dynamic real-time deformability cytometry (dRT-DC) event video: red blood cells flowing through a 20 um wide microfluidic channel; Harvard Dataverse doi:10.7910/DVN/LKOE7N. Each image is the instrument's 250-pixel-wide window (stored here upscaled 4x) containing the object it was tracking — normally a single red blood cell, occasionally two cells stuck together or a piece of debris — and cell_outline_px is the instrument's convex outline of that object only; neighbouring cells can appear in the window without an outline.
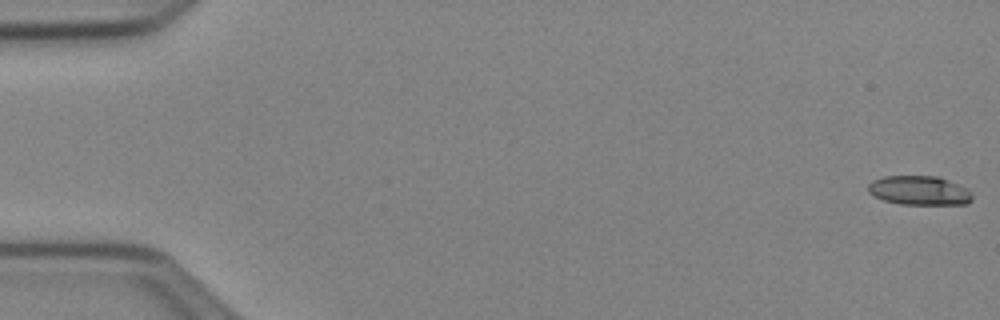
{"species": "Egyptian fruit bat (a non-hibernating species)", "species_latin": "Rousettus aegyptiacus", "temperature_condition": "cold", "stored_images_in_passage": 52, "camera_frame_rate_fps": 3000, "um_per_image_px": 0.085, "animal": {"sex": "female"}, "frame": {"image": 1, "passage_image": 1, "time_ms": 0.0, "image_size_px": [1000, 320], "cell_outline_px": [[972, 200], [968, 204], [900, 204], [884, 200], [868, 192], [868, 184], [872, 180], [884, 176], [936, 176], [948, 180], [968, 188], [972, 192]], "centroid_in_image_um": [78.16, 16.19], "position_along_channel_um": 6.8, "area_um2": 17.74}}
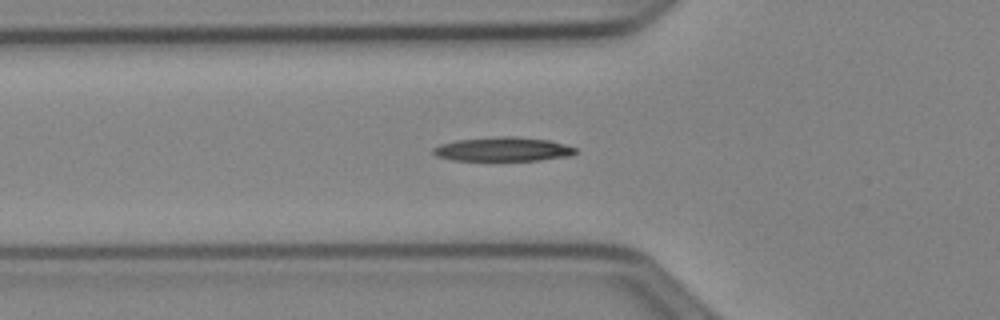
{"frame": {"image": 2, "passage_image": 19, "time_ms": 6.0, "image_size_px": [1000, 320], "cell_outline_px": [[576, 152], [568, 156], [540, 160], [452, 160], [436, 156], [432, 152], [432, 148], [440, 144], [456, 140], [500, 136], [512, 136], [548, 140], [564, 144], [576, 148]], "centroid_in_image_um": [42.71, 12.68], "position_along_channel_um": 83.1, "area_um2": 19.83}}
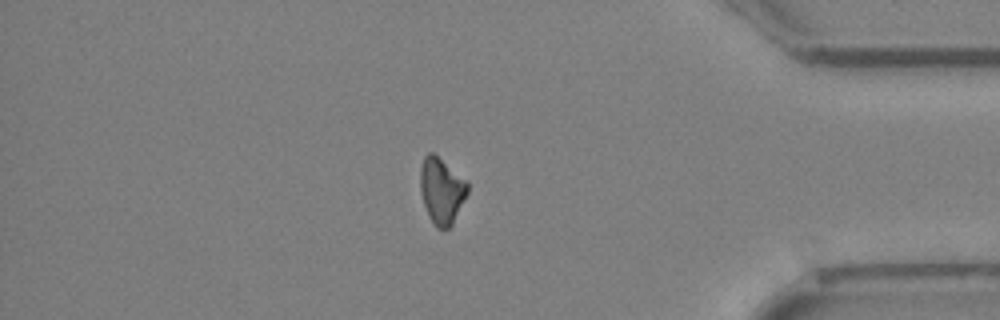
{"frame": {"image": 3, "passage_image": 45, "time_ms": 14.667, "image_size_px": [1000, 320], "cell_outline_px": [[468, 192], [452, 224], [448, 228], [436, 228], [432, 224], [428, 216], [420, 192], [420, 168], [424, 156], [428, 152], [432, 152], [464, 180], [468, 184]], "centroid_in_image_um": [37.49, 16.23], "position_along_channel_um": 397.7, "area_um2": 17.86}}